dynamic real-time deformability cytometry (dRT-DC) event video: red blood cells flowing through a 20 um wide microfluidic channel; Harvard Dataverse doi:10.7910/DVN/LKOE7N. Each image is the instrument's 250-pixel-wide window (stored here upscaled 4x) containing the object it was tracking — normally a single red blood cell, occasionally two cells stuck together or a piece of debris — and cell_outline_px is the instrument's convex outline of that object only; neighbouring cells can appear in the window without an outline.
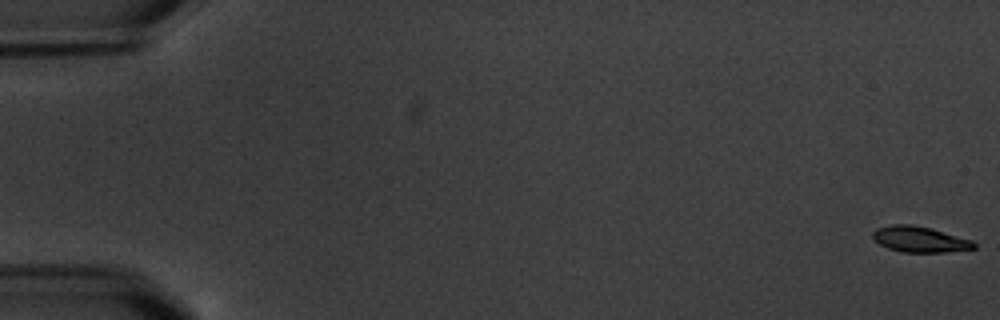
{"species": "common noctule bat (a hibernating species)", "species_latin": "Nyctalus noctula", "temperature_condition": "warm", "stored_images_in_passage": 17, "camera_frame_rate_fps": 3000, "um_per_image_px": 0.085, "animal": {"sex": "male", "body_mass_g": 20.1, "forearm_length_mm": 53.5}, "frame": {"image": 1, "passage_image": 1, "time_ms": 0.0, "image_size_px": [1000, 320], "cell_outline_px": [[976, 248], [944, 252], [900, 252], [888, 248], [880, 244], [872, 236], [872, 232], [876, 228], [892, 224], [912, 224], [932, 228], [972, 240], [976, 244]], "centroid_in_image_um": [78.17, 20.33], "position_along_channel_um": 6.8, "area_um2": 15.26}}
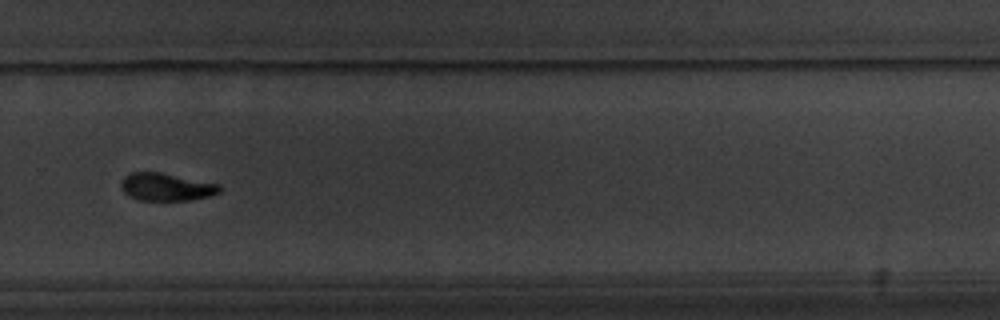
{"frame": {"image": 2, "passage_image": 12, "time_ms": 13.667, "image_size_px": [1000, 320], "cell_outline_px": [[224, 188], [220, 192], [208, 196], [192, 200], [140, 200], [128, 196], [120, 188], [120, 184], [124, 176], [132, 172], [160, 172], [220, 184]], "centroid_in_image_um": [14.14, 15.89], "position_along_channel_um": 315.7, "area_um2": 16.01}}
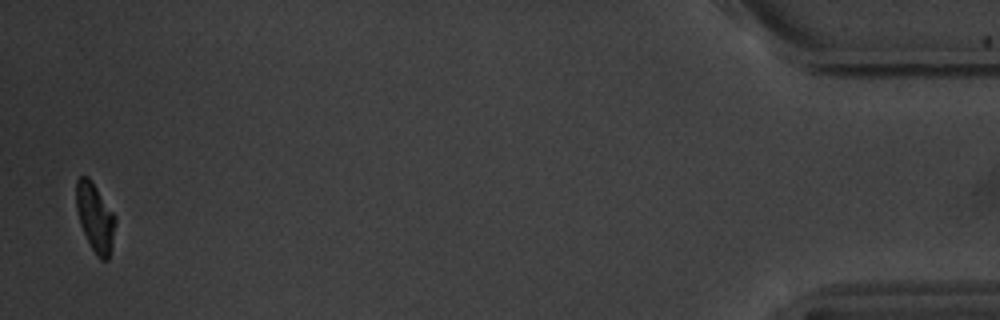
{"frame": {"image": 3, "passage_image": 17, "time_ms": 19.333, "image_size_px": [1000, 320], "cell_outline_px": [[116, 220], [112, 244], [108, 260], [100, 260], [96, 256], [80, 224], [76, 208], [76, 180], [80, 176], [88, 176], [116, 216]], "centroid_in_image_um": [8.08, 18.48], "position_along_channel_um": 427.1, "area_um2": 15.49}, "authors_computed_cell_mechanics": {"area_um2": 16.3574, "velocity_mm_per_s": 3.4384, "shape_relaxation_time_tau1_ms": 3.0373, "shape_relaxation_time_tau2_ms": 5.4663, "deformation_change_tau1": 0.1008, "deformation_change_tau2": 0.0783}}